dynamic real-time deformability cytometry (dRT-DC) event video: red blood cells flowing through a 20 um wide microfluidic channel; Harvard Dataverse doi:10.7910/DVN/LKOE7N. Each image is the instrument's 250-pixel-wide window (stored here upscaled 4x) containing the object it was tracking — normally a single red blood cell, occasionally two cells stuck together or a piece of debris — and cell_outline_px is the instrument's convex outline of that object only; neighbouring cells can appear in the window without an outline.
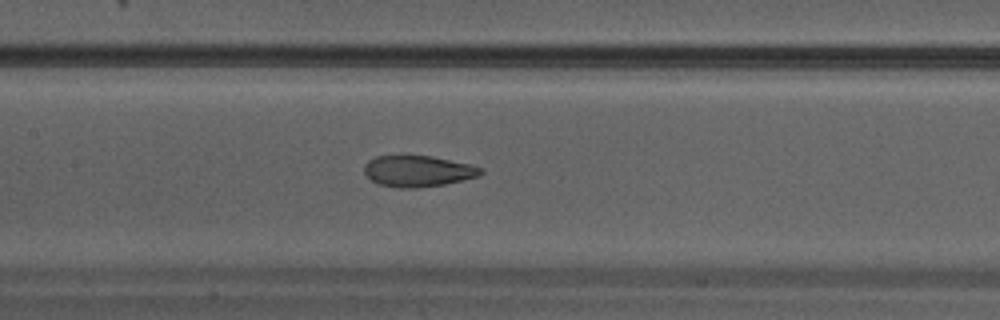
{"species": "Egyptian fruit bat (a non-hibernating species)", "species_latin": "Rousettus aegyptiacus", "temperature_condition": "warm", "stored_images_in_passage": 33, "camera_frame_rate_fps": 3000, "um_per_image_px": 0.085, "animal": {"sex": "male"}, "frame": {"image": 1, "passage_image": 15, "time_ms": 4.667, "image_size_px": [1000, 320], "cell_outline_px": [[484, 172], [480, 176], [444, 184], [416, 188], [396, 188], [380, 184], [372, 180], [364, 172], [364, 164], [368, 160], [376, 156], [404, 152], [432, 156], [468, 164], [484, 168]], "centroid_in_image_um": [35.49, 14.5], "position_along_channel_um": 171.9, "area_um2": 21.91}}
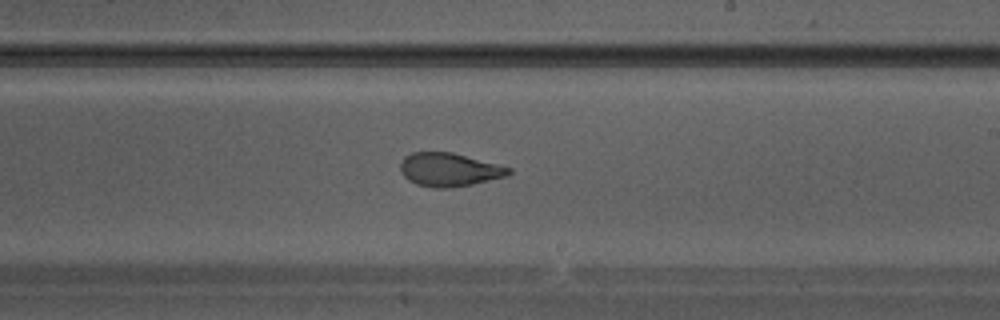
{"frame": {"image": 2, "passage_image": 19, "time_ms": 6.0, "image_size_px": [1000, 320], "cell_outline_px": [[512, 172], [508, 176], [472, 184], [452, 188], [432, 188], [416, 184], [408, 180], [400, 172], [400, 164], [404, 156], [412, 152], [452, 152], [512, 168]], "centroid_in_image_um": [38.17, 14.43], "position_along_channel_um": 250.8, "area_um2": 21.27}}